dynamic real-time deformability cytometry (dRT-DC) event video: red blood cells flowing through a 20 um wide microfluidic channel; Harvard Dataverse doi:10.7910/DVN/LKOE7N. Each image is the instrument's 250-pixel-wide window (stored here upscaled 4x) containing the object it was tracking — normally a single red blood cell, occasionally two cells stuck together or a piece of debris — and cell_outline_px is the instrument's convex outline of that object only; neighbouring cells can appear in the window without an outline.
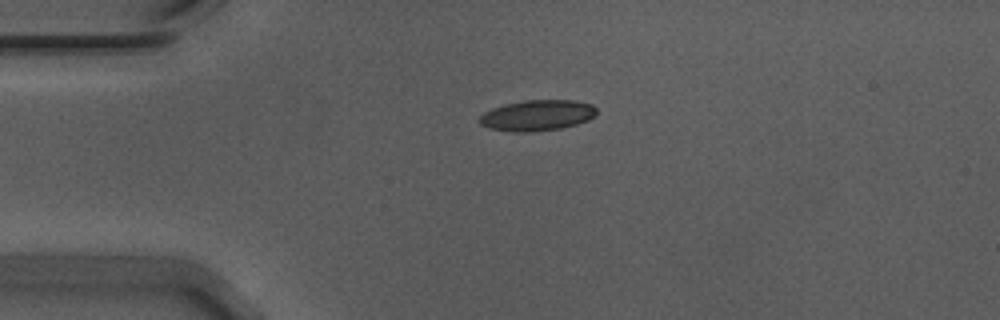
{"species": "Egyptian fruit bat (a non-hibernating species)", "species_latin": "Rousettus aegyptiacus", "temperature_condition": "warm", "stored_images_in_passage": 38, "camera_frame_rate_fps": 3000, "um_per_image_px": 0.085, "animal": {"sex": "male"}, "frame": {"image": 1, "passage_image": 1, "time_ms": 0.0, "image_size_px": [1000, 320], "cell_outline_px": [[596, 112], [588, 120], [576, 124], [560, 128], [532, 132], [508, 132], [488, 128], [480, 124], [476, 120], [484, 112], [492, 108], [504, 104], [524, 100], [572, 100], [592, 104], [596, 108]], "centroid_in_image_um": [45.6, 9.81], "position_along_channel_um": 39.4, "area_um2": 21.15}}
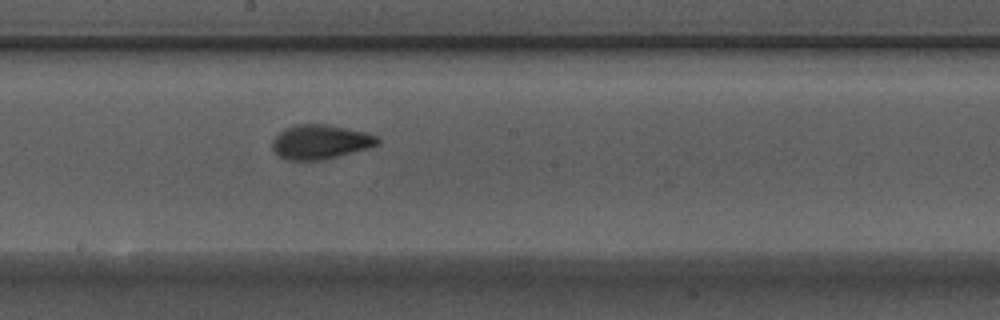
{"frame": {"image": 2, "passage_image": 18, "time_ms": 5.667, "image_size_px": [1000, 320], "cell_outline_px": [[380, 144], [368, 148], [320, 160], [288, 160], [280, 156], [272, 148], [272, 140], [284, 128], [296, 124], [328, 124], [368, 132], [380, 136]], "centroid_in_image_um": [27.27, 12.04], "position_along_channel_um": 220.9, "area_um2": 21.15}}
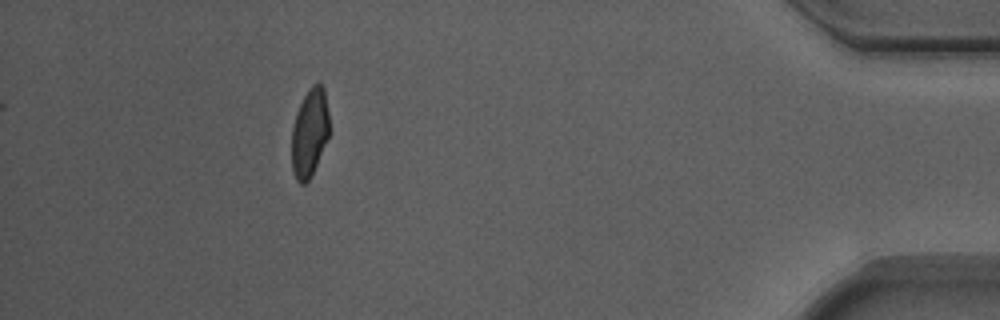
{"frame": {"image": 3, "passage_image": 38, "time_ms": 12.333, "image_size_px": [1000, 320], "cell_outline_px": [[328, 136], [316, 164], [308, 180], [304, 184], [300, 184], [296, 180], [292, 168], [292, 128], [296, 112], [308, 88], [312, 84], [320, 84], [324, 88], [328, 112]], "centroid_in_image_um": [26.29, 11.26], "position_along_channel_um": 408.9, "area_um2": 18.96}, "authors_computed_cell_mechanics": {"area_um2": 20.4901, "velocity_mm_per_s": 3.7098, "shape_relaxation_time_tau1_ms": 4.976, "shape_relaxation_time_tau2_ms": 1.207, "deformation_change_tau1": 0.1589, "deformation_change_tau2": 0.0758}}